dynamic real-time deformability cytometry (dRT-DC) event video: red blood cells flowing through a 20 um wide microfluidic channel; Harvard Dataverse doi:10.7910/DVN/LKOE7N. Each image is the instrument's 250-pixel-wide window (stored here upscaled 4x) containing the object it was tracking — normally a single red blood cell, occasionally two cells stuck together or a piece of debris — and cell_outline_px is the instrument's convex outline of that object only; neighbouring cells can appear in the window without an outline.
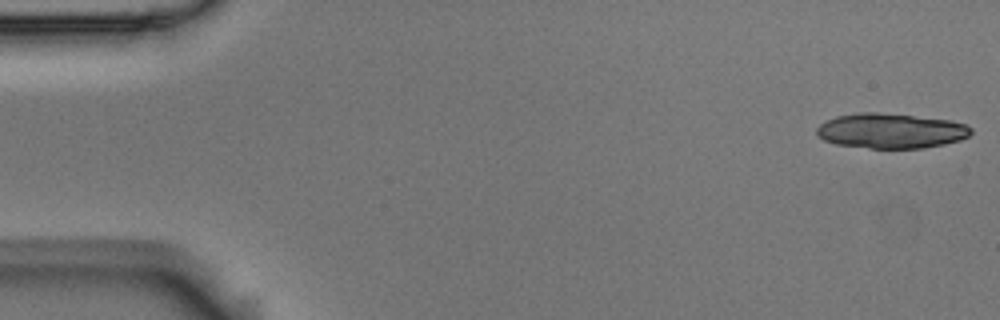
{"species": "Egyptian fruit bat (a non-hibernating species)", "species_latin": "Rousettus aegyptiacus", "temperature_condition": "room temperature", "stored_images_in_passage": 5, "camera_frame_rate_fps": 3000, "um_per_image_px": 0.085, "animal": {"sex": "male"}, "frame": {"image": 1, "passage_image": 1, "time_ms": 0.0, "image_size_px": [1000, 320], "cell_outline_px": [[972, 132], [968, 136], [960, 140], [944, 144], [924, 148], [868, 148], [836, 144], [824, 140], [816, 136], [816, 128], [820, 124], [836, 116], [860, 112], [880, 112], [952, 120], [968, 124], [972, 128]], "centroid_in_image_um": [75.74, 11.11], "position_along_channel_um": 9.3, "area_um2": 31.73}}
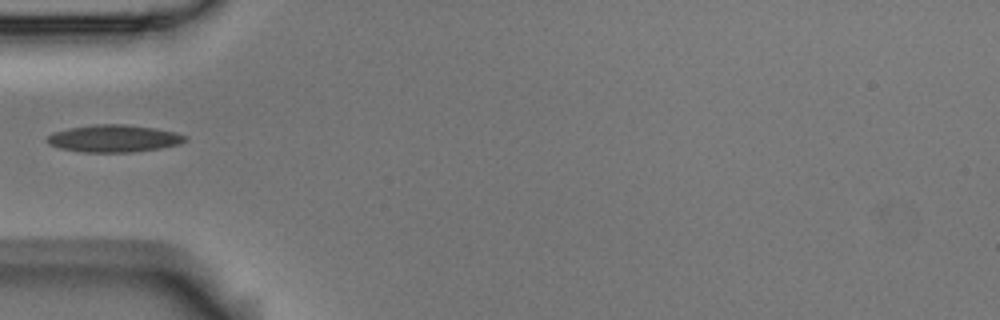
{"frame": {"image": 2, "passage_image": 5, "time_ms": 1.333, "image_size_px": [1000, 320], "cell_outline_px": [[188, 140], [180, 144], [160, 148], [132, 152], [84, 152], [60, 148], [48, 144], [44, 140], [52, 132], [68, 128], [96, 124], [124, 124], [156, 128], [176, 132], [188, 136]], "centroid_in_image_um": [9.69, 11.76], "position_along_channel_um": 75.3, "area_um2": 22.14}}